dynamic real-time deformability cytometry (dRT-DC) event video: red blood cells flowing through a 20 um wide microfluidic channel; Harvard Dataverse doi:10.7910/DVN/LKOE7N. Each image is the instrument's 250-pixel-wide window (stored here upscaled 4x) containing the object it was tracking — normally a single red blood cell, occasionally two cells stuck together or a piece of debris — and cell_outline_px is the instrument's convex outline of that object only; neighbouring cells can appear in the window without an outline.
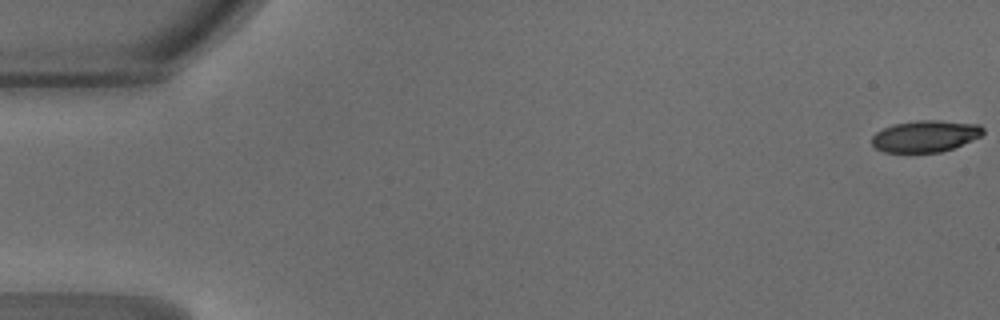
{"species": "common noctule bat (a hibernating species)", "species_latin": "Nyctalus noctula", "temperature_condition": "warm", "stored_images_in_passage": 6, "camera_frame_rate_fps": 3000, "um_per_image_px": 0.085, "animal": {"sex": "male", "body_mass_g": 18.8}, "frame": {"image": 1, "passage_image": 1, "time_ms": 0.0, "image_size_px": [1000, 320], "cell_outline_px": [[984, 132], [980, 136], [952, 148], [940, 152], [884, 152], [876, 148], [872, 144], [872, 136], [876, 132], [892, 124], [916, 120], [940, 120], [980, 124], [984, 128]], "centroid_in_image_um": [78.64, 11.56], "position_along_channel_um": 6.4, "area_um2": 20.46}}